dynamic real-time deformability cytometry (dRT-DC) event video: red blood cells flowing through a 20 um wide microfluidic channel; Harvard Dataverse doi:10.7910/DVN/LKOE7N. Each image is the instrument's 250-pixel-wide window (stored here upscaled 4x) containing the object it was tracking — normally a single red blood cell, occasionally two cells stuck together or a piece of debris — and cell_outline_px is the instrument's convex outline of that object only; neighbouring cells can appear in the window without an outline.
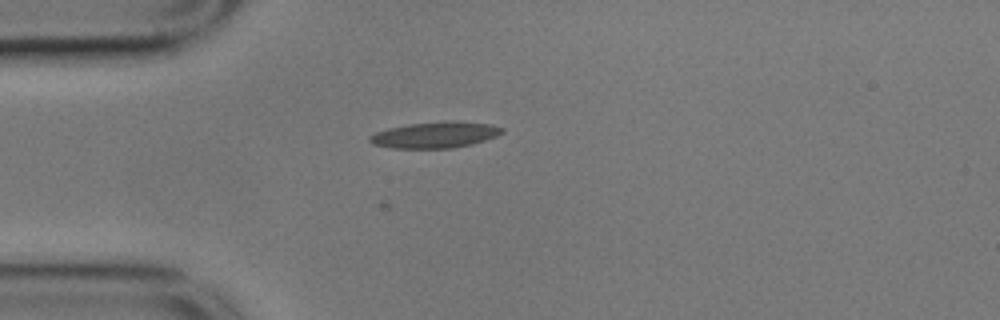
{"species": "common noctule bat (a hibernating species)", "species_latin": "Nyctalus noctula", "temperature_condition": "cold", "stored_images_in_passage": 43, "camera_frame_rate_fps": 3000, "um_per_image_px": 0.085, "animal": {"sex": "male", "body_mass_g": 17.9}, "frame": {"image": 1, "passage_image": 1, "time_ms": 0.0, "image_size_px": [1000, 320], "cell_outline_px": [[504, 132], [496, 136], [472, 144], [452, 148], [392, 148], [372, 144], [368, 140], [368, 136], [376, 132], [388, 128], [408, 124], [452, 120], [456, 120], [492, 124], [504, 128]], "centroid_in_image_um": [36.99, 11.45], "position_along_channel_um": 48.0, "area_um2": 20.35}}
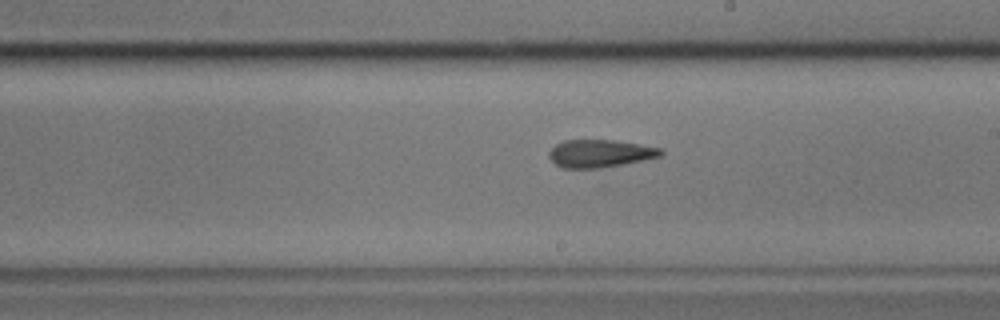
{"frame": {"image": 2, "passage_image": 18, "time_ms": 5.667, "image_size_px": [1000, 320], "cell_outline_px": [[664, 156], [644, 160], [600, 168], [564, 168], [556, 164], [548, 156], [548, 152], [556, 144], [564, 140], [612, 140], [664, 148]], "centroid_in_image_um": [51.04, 13.04], "position_along_channel_um": 238.0, "area_um2": 18.09}}
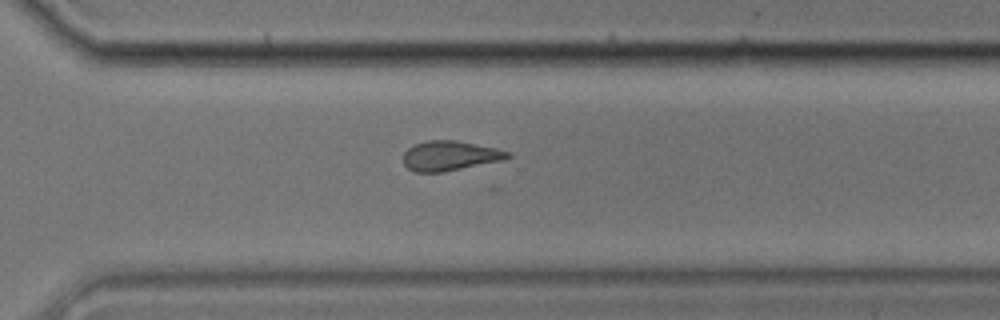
{"frame": {"image": 3, "passage_image": 26, "time_ms": 8.333, "image_size_px": [1000, 320], "cell_outline_px": [[512, 156], [504, 160], [440, 172], [412, 172], [404, 164], [404, 152], [408, 148], [416, 144], [428, 140], [456, 140], [496, 148], [512, 152]], "centroid_in_image_um": [38.26, 13.23], "position_along_channel_um": 332.3, "area_um2": 18.03}, "authors_computed_cell_mechanics": {"area_um2": 17.9758, "velocity_mm_per_s": 3.5516, "shape_relaxation_time_tau1_ms": null, "shape_relaxation_time_tau2_ms": 2.799, "deformation_change_tau1": null, "deformation_change_tau2": 0.1136}}